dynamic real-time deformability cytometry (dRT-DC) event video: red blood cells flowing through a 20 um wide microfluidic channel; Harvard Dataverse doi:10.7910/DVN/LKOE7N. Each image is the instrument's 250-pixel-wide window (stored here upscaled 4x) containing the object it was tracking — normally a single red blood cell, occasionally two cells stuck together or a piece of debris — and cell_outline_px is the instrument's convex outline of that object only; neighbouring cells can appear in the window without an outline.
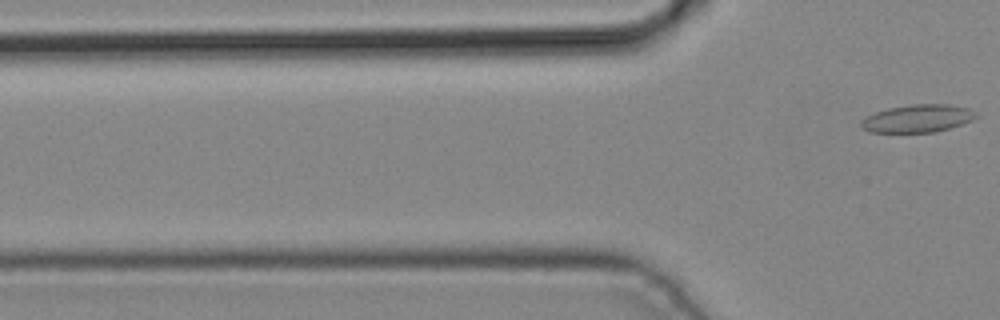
{"species": "common noctule bat (a hibernating species)", "species_latin": "Nyctalus noctula", "temperature_condition": "cold", "stored_images_in_passage": 4, "camera_frame_rate_fps": 3000, "um_per_image_px": 0.085, "animal": {"sex": "male", "body_mass_g": 19.2, "forearm_length_mm": 51.8}, "frame": {"image": 1, "passage_image": 4, "time_ms": 1.0, "image_size_px": [1000, 320], "cell_outline_px": [[980, 116], [972, 120], [948, 128], [932, 132], [868, 132], [860, 128], [860, 120], [876, 112], [888, 108], [912, 104], [948, 104], [968, 108], [976, 112]], "centroid_in_image_um": [77.98, 10.06], "position_along_channel_um": 47.8, "area_um2": 18.55}}